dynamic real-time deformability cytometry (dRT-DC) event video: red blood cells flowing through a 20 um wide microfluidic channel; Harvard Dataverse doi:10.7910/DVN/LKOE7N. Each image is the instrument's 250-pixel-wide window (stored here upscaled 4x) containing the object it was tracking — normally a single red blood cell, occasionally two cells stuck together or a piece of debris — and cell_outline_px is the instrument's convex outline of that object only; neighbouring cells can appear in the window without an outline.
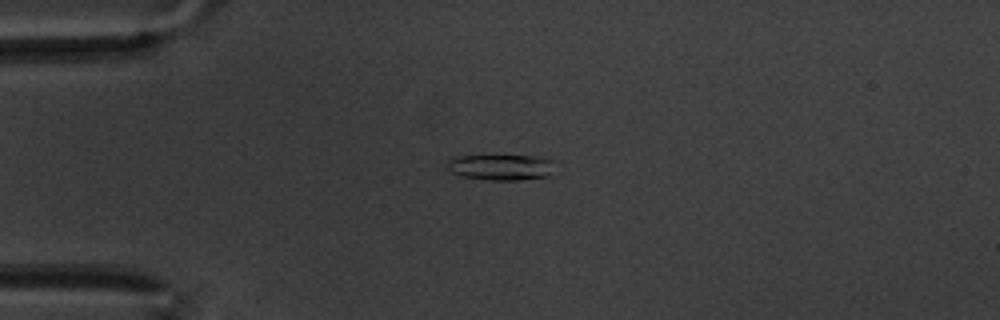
{"species": "common noctule bat (a hibernating species)", "species_latin": "Nyctalus noctula", "temperature_condition": "warm", "stored_images_in_passage": 56, "camera_frame_rate_fps": 3000, "um_per_image_px": 0.085, "animal": {"sex": "male", "body_mass_g": 20.1, "forearm_length_mm": 53.5}, "frame": {"image": 1, "passage_image": 11, "time_ms": 3.333, "image_size_px": [1000, 320], "cell_outline_px": [[556, 160], [552, 176], [520, 180], [488, 180], [464, 176], [452, 172], [448, 168], [448, 160], [452, 156], [536, 156]], "centroid_in_image_um": [42.68, 14.21], "position_along_channel_um": 42.3, "area_um2": 16.42}}
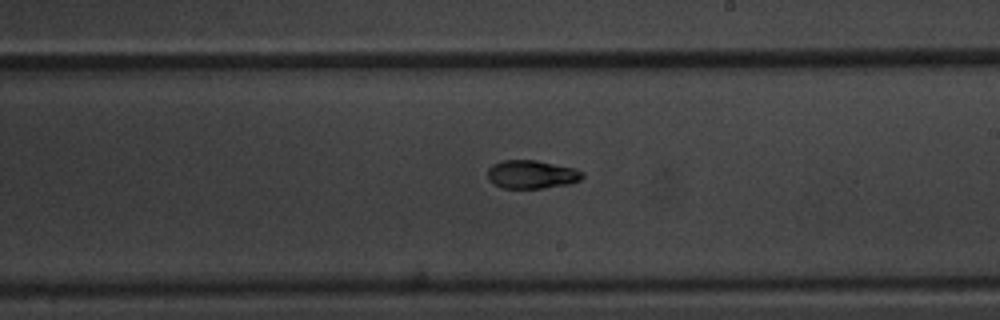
{"frame": {"image": 2, "passage_image": 31, "time_ms": 10.0, "image_size_px": [1000, 320], "cell_outline_px": [[584, 176], [580, 180], [572, 184], [544, 188], [504, 188], [492, 184], [488, 180], [488, 168], [492, 164], [500, 160], [536, 160], [576, 168], [584, 172]], "centroid_in_image_um": [45.21, 14.82], "position_along_channel_um": 243.8, "area_um2": 16.01}}
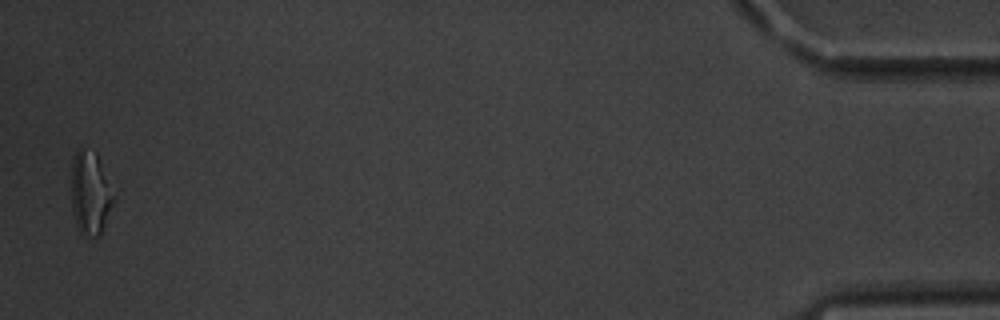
{"frame": {"image": 3, "passage_image": 55, "time_ms": 18.0, "image_size_px": [1000, 320], "cell_outline_px": [[116, 196], [100, 236], [84, 236], [80, 232], [76, 224], [72, 208], [72, 156], [80, 148], [96, 152]], "centroid_in_image_um": [7.69, 16.41], "position_along_channel_um": 427.5, "area_um2": 20.58}, "authors_computed_cell_mechanics": {"area_um2": 15.9239, "velocity_mm_per_s": 3.3864, "shape_relaxation_time_tau1_ms": 11.2015, "shape_relaxation_time_tau2_ms": 3.9394, "deformation_change_tau1": 0.2305, "deformation_change_tau2": 0.0849}}